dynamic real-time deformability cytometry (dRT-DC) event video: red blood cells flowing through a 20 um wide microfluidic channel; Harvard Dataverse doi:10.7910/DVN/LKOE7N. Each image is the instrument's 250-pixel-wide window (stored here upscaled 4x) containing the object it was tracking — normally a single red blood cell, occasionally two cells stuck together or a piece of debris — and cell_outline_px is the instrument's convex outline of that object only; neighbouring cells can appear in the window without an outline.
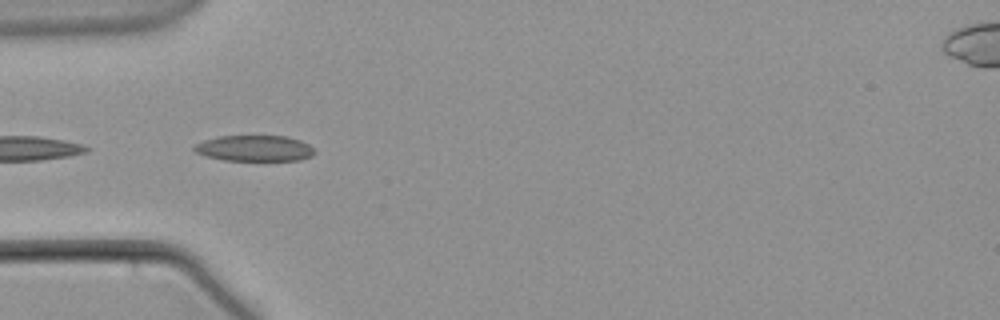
{"species": "common noctule bat (a hibernating species)", "species_latin": "Nyctalus noctula", "temperature_condition": "warm", "stored_images_in_passage": 7, "camera_frame_rate_fps": 3000, "um_per_image_px": 0.085, "animal": {"sex": "male", "body_mass_g": 21.5, "forearm_length_mm": 52.0}, "frame": {"image": 1, "passage_image": 1, "time_ms": 0.0, "image_size_px": [1000, 320], "cell_outline_px": [[316, 152], [312, 156], [300, 160], [224, 160], [204, 156], [196, 152], [192, 148], [196, 144], [204, 140], [216, 136], [288, 136], [300, 140], [308, 144]], "centroid_in_image_um": [21.63, 12.6], "position_along_channel_um": 63.4, "area_um2": 18.21}}